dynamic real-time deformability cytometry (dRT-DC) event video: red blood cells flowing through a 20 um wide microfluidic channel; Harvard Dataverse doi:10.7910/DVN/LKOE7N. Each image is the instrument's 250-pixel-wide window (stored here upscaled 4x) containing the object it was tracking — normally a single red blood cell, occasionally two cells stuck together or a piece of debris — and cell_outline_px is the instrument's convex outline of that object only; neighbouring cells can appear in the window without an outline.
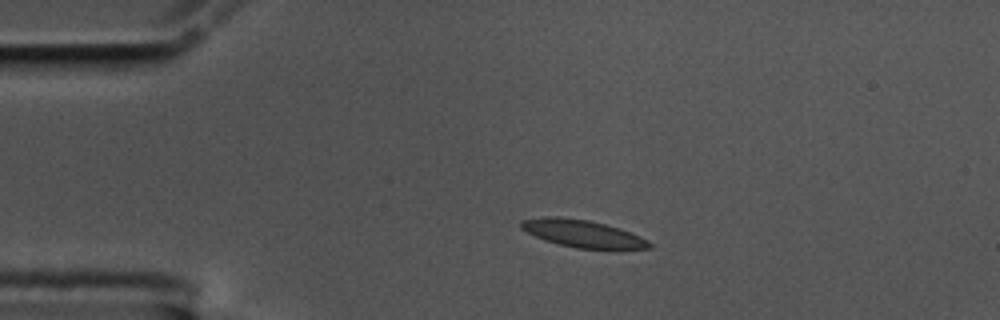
{"species": "common noctule bat (a hibernating species)", "species_latin": "Nyctalus noctula", "temperature_condition": "cold", "stored_images_in_passage": 47, "camera_frame_rate_fps": 3000, "um_per_image_px": 0.085, "animal": {"sex": "male", "body_mass_g": 17.5, "forearm_length_mm": 52.3}, "frame": {"image": 1, "passage_image": 1, "time_ms": 0.0, "image_size_px": [1000, 320], "cell_outline_px": [[652, 248], [576, 248], [544, 240], [520, 228], [520, 220], [544, 216], [560, 216], [588, 220], [604, 224], [640, 236], [648, 240], [652, 244]], "centroid_in_image_um": [49.46, 19.83], "position_along_channel_um": 35.5, "area_um2": 20.06}}
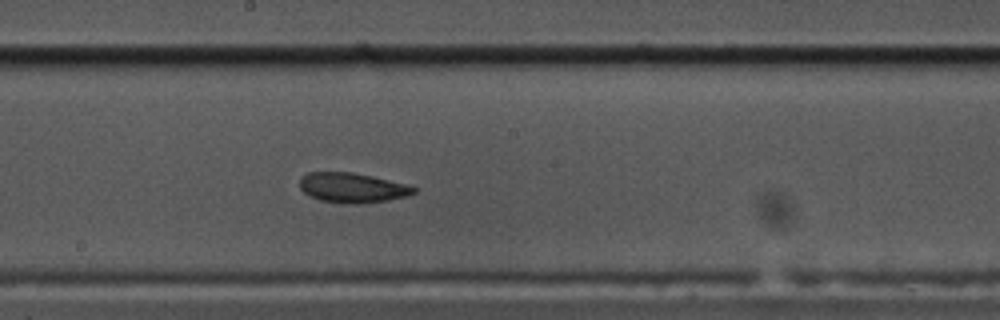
{"frame": {"image": 2, "passage_image": 20, "time_ms": 6.333, "image_size_px": [1000, 320], "cell_outline_px": [[416, 192], [408, 196], [388, 200], [356, 204], [344, 204], [320, 200], [308, 196], [300, 188], [300, 176], [308, 172], [352, 172], [372, 176], [408, 184], [416, 188]], "centroid_in_image_um": [29.93, 15.96], "position_along_channel_um": 218.3, "area_um2": 20.06}}
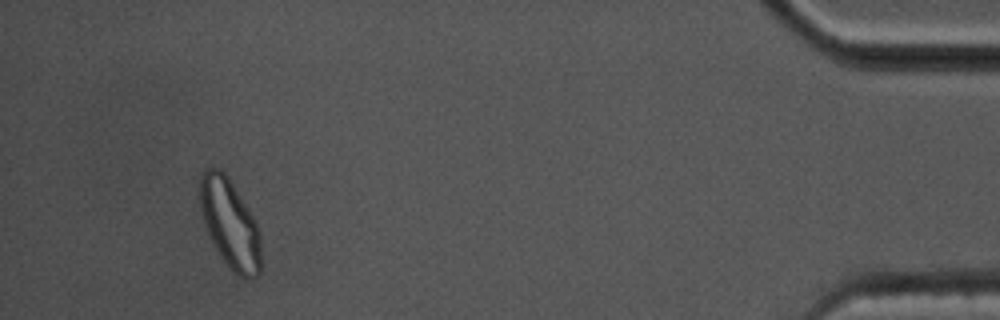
{"frame": {"image": 3, "passage_image": 43, "time_ms": 14.0, "image_size_px": [1000, 320], "cell_outline_px": [[260, 272], [256, 276], [248, 280], [244, 280], [228, 268], [220, 256], [208, 232], [200, 212], [200, 176], [204, 168], [220, 168], [228, 176], [256, 220], [260, 232]], "centroid_in_image_um": [19.55, 19.01], "position_along_channel_um": 415.6, "area_um2": 31.96}, "authors_computed_cell_mechanics": {"area_um2": 20.4612, "velocity_mm_per_s": 3.475, "shape_relaxation_time_tau1_ms": 9.9308, "shape_relaxation_time_tau2_ms": 2.5555, "deformation_change_tau1": 0.1989, "deformation_change_tau2": 0.0971}}